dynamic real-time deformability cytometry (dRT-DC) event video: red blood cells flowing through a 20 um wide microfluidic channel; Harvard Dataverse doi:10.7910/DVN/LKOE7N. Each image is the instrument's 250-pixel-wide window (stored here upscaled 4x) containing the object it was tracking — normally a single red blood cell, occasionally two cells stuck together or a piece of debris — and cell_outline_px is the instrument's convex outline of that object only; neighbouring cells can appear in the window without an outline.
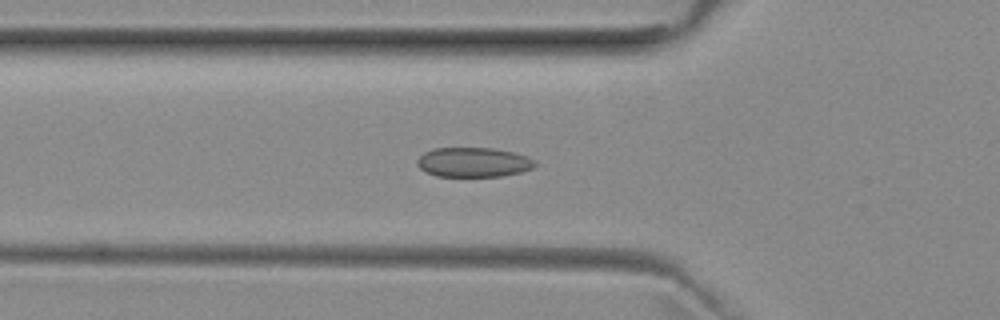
{"species": "common noctule bat (a hibernating species)", "species_latin": "Nyctalus noctula", "temperature_condition": "room temperature", "stored_images_in_passage": 53, "camera_frame_rate_fps": 3000, "um_per_image_px": 0.085, "animal": {"sex": "female", "body_mass_g": 29.2, "forearm_length_mm": 56.3}, "frame": {"image": 1, "passage_image": 18, "time_ms": 5.667, "image_size_px": [1000, 320], "cell_outline_px": [[536, 164], [532, 168], [520, 172], [500, 176], [436, 176], [420, 168], [416, 164], [416, 160], [424, 152], [432, 148], [492, 148], [512, 152], [528, 156], [536, 160]], "centroid_in_image_um": [40.23, 13.78], "position_along_channel_um": 85.6, "area_um2": 20.29}}
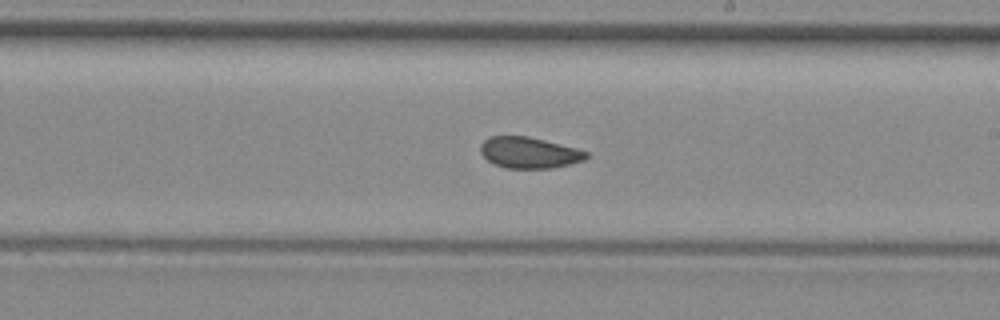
{"frame": {"image": 2, "passage_image": 30, "time_ms": 9.667, "image_size_px": [1000, 320], "cell_outline_px": [[588, 156], [584, 160], [552, 168], [504, 168], [488, 160], [480, 152], [480, 144], [484, 140], [492, 136], [528, 136], [576, 148], [588, 152]], "centroid_in_image_um": [44.96, 12.97], "position_along_channel_um": 244.0, "area_um2": 19.02}}
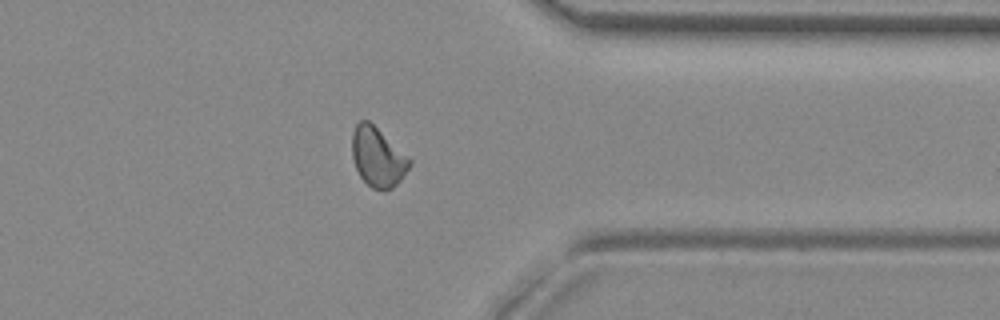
{"frame": {"image": 3, "passage_image": 41, "time_ms": 13.333, "image_size_px": [1000, 320], "cell_outline_px": [[412, 164], [400, 180], [392, 188], [372, 188], [360, 176], [356, 168], [352, 156], [352, 132], [356, 124], [360, 120], [368, 120], [412, 160]], "centroid_in_image_um": [32.09, 13.33], "position_along_channel_um": 379.3, "area_um2": 19.48}, "authors_computed_cell_mechanics": {"area_um2": 19.9988, "velocity_mm_per_s": 3.9564, "shape_relaxation_time_tau1_ms": null, "shape_relaxation_time_tau2_ms": 2.5783, "deformation_change_tau1": null, "deformation_change_tau2": 0.0705}}